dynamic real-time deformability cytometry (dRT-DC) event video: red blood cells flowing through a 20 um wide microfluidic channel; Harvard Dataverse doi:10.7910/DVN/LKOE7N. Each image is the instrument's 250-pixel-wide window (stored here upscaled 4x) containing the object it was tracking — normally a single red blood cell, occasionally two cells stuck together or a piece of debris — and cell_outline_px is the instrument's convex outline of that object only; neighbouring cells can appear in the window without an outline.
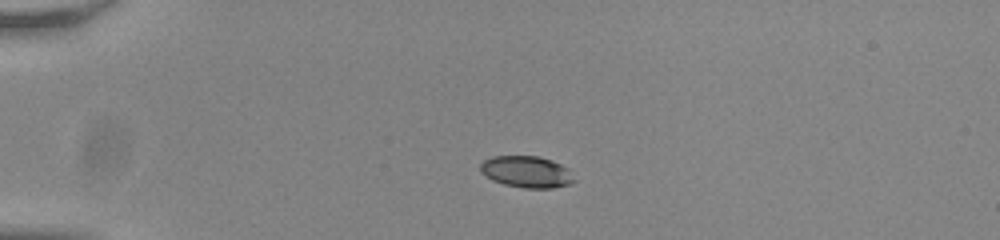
{"species": "common noctule bat (a hibernating species)", "species_latin": "Nyctalus noctula", "temperature_condition": "room temperature", "stored_images_in_passage": 42, "camera_frame_rate_fps": 3000, "um_per_image_px": 0.085, "animal": {"sex": "male", "body_mass_g": 20.0, "forearm_length_mm": 53.3}, "frame": {"image": 1, "passage_image": 1, "time_ms": 0.0, "image_size_px": [1000, 240], "cell_outline_px": [[576, 180], [568, 184], [552, 188], [524, 188], [504, 184], [492, 180], [480, 172], [480, 164], [484, 160], [492, 156], [536, 156], [552, 160], [568, 168]], "centroid_in_image_um": [44.75, 14.6], "position_along_channel_um": 40.3, "area_um2": 17.28}}
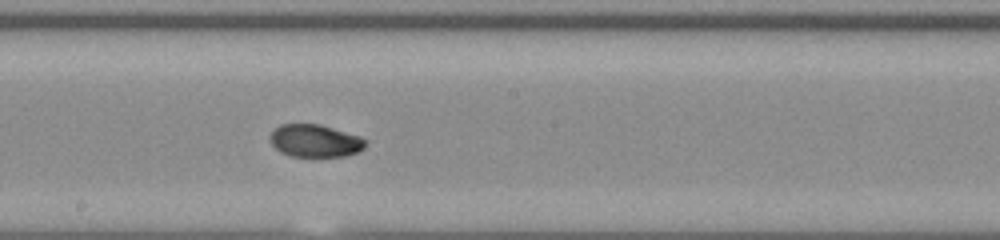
{"frame": {"image": 2, "passage_image": 19, "time_ms": 6.0, "image_size_px": [1000, 240], "cell_outline_px": [[368, 140], [364, 148], [356, 152], [344, 156], [292, 156], [280, 152], [272, 144], [268, 136], [280, 124], [320, 124], [360, 136]], "centroid_in_image_um": [26.78, 11.96], "position_along_channel_um": 221.4, "area_um2": 18.09}}
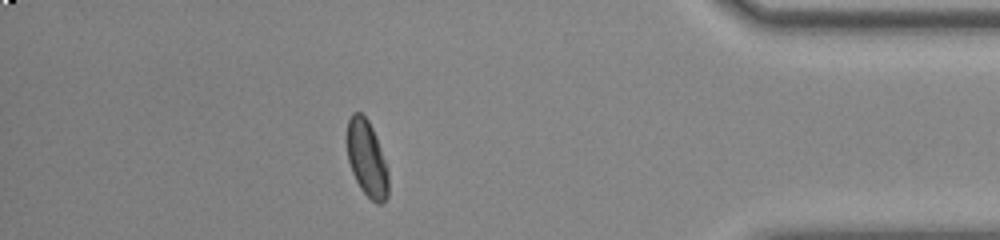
{"frame": {"image": 3, "passage_image": 36, "time_ms": 11.667, "image_size_px": [1000, 240], "cell_outline_px": [[388, 196], [380, 204], [376, 204], [360, 188], [352, 172], [348, 160], [348, 120], [352, 112], [360, 112], [368, 120], [376, 136], [388, 172]], "centroid_in_image_um": [31.19, 13.49], "position_along_channel_um": 404.0, "area_um2": 18.03}, "authors_computed_cell_mechanics": {"area_um2": 18.1492, "velocity_mm_per_s": 3.8056, "shape_relaxation_time_tau1_ms": 4.0145, "shape_relaxation_time_tau2_ms": 3.7124, "deformation_change_tau1": 0.1251, "deformation_change_tau2": 0.0559}}